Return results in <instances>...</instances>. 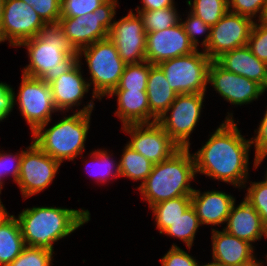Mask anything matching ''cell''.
<instances>
[{"instance_id": "74e56055", "label": "cell", "mask_w": 267, "mask_h": 266, "mask_svg": "<svg viewBox=\"0 0 267 266\" xmlns=\"http://www.w3.org/2000/svg\"><path fill=\"white\" fill-rule=\"evenodd\" d=\"M30 4L42 21L48 24H58L61 17V0H21Z\"/></svg>"}, {"instance_id": "d590c367", "label": "cell", "mask_w": 267, "mask_h": 266, "mask_svg": "<svg viewBox=\"0 0 267 266\" xmlns=\"http://www.w3.org/2000/svg\"><path fill=\"white\" fill-rule=\"evenodd\" d=\"M255 135L250 138V144L254 147L253 168L257 169L267 157V105L263 117L259 121ZM255 136V137H254Z\"/></svg>"}, {"instance_id": "f35d334b", "label": "cell", "mask_w": 267, "mask_h": 266, "mask_svg": "<svg viewBox=\"0 0 267 266\" xmlns=\"http://www.w3.org/2000/svg\"><path fill=\"white\" fill-rule=\"evenodd\" d=\"M247 46L259 60L267 63V25L255 21Z\"/></svg>"}, {"instance_id": "4316f807", "label": "cell", "mask_w": 267, "mask_h": 266, "mask_svg": "<svg viewBox=\"0 0 267 266\" xmlns=\"http://www.w3.org/2000/svg\"><path fill=\"white\" fill-rule=\"evenodd\" d=\"M120 156V177L127 178L133 182L140 181V186L151 173L154 163L132 149L127 143L122 149Z\"/></svg>"}, {"instance_id": "f1b7e54d", "label": "cell", "mask_w": 267, "mask_h": 266, "mask_svg": "<svg viewBox=\"0 0 267 266\" xmlns=\"http://www.w3.org/2000/svg\"><path fill=\"white\" fill-rule=\"evenodd\" d=\"M199 227H202V225L196 215L195 209L190 206L186 212L175 220L171 226L166 228L161 235L165 234V236L182 241L190 252L194 245L195 235L199 232Z\"/></svg>"}, {"instance_id": "60d3db41", "label": "cell", "mask_w": 267, "mask_h": 266, "mask_svg": "<svg viewBox=\"0 0 267 266\" xmlns=\"http://www.w3.org/2000/svg\"><path fill=\"white\" fill-rule=\"evenodd\" d=\"M161 266H201L196 257L180 248L176 243L171 244L167 253L160 258Z\"/></svg>"}, {"instance_id": "ba28073f", "label": "cell", "mask_w": 267, "mask_h": 266, "mask_svg": "<svg viewBox=\"0 0 267 266\" xmlns=\"http://www.w3.org/2000/svg\"><path fill=\"white\" fill-rule=\"evenodd\" d=\"M18 92L12 87L11 112L18 106L20 115L28 124L31 134L42 124L52 121L59 113L52 100L50 85L40 78L21 75Z\"/></svg>"}, {"instance_id": "7c38bea8", "label": "cell", "mask_w": 267, "mask_h": 266, "mask_svg": "<svg viewBox=\"0 0 267 266\" xmlns=\"http://www.w3.org/2000/svg\"><path fill=\"white\" fill-rule=\"evenodd\" d=\"M46 26L30 4L21 0H4L0 27V44L18 48L25 40L37 36Z\"/></svg>"}, {"instance_id": "9c48e42d", "label": "cell", "mask_w": 267, "mask_h": 266, "mask_svg": "<svg viewBox=\"0 0 267 266\" xmlns=\"http://www.w3.org/2000/svg\"><path fill=\"white\" fill-rule=\"evenodd\" d=\"M212 60L201 49L161 62L171 89L177 94L207 93L208 69Z\"/></svg>"}, {"instance_id": "d6a6232c", "label": "cell", "mask_w": 267, "mask_h": 266, "mask_svg": "<svg viewBox=\"0 0 267 266\" xmlns=\"http://www.w3.org/2000/svg\"><path fill=\"white\" fill-rule=\"evenodd\" d=\"M263 178L259 182L248 179L243 189H246L244 199L258 212L263 225L267 228V177L264 175ZM248 184L250 185L247 187Z\"/></svg>"}, {"instance_id": "9a60e30c", "label": "cell", "mask_w": 267, "mask_h": 266, "mask_svg": "<svg viewBox=\"0 0 267 266\" xmlns=\"http://www.w3.org/2000/svg\"><path fill=\"white\" fill-rule=\"evenodd\" d=\"M254 23L249 17L228 11L211 26L210 40L203 51L216 60L227 51L247 46Z\"/></svg>"}, {"instance_id": "603a6c76", "label": "cell", "mask_w": 267, "mask_h": 266, "mask_svg": "<svg viewBox=\"0 0 267 266\" xmlns=\"http://www.w3.org/2000/svg\"><path fill=\"white\" fill-rule=\"evenodd\" d=\"M216 61L227 71L254 80L267 91V63L252 54L248 46L227 51Z\"/></svg>"}, {"instance_id": "d4e9b609", "label": "cell", "mask_w": 267, "mask_h": 266, "mask_svg": "<svg viewBox=\"0 0 267 266\" xmlns=\"http://www.w3.org/2000/svg\"><path fill=\"white\" fill-rule=\"evenodd\" d=\"M90 151V153L86 154L89 159L82 154L80 156L82 161L86 163L85 166L89 176L94 178L93 180H95L94 182L96 184H102L104 186L105 184H109L107 182L113 179L115 180L117 177L120 178L119 160L115 158L116 156L113 158L114 153H112V150L98 148L97 150ZM84 157L86 158L85 160Z\"/></svg>"}, {"instance_id": "8fae6325", "label": "cell", "mask_w": 267, "mask_h": 266, "mask_svg": "<svg viewBox=\"0 0 267 266\" xmlns=\"http://www.w3.org/2000/svg\"><path fill=\"white\" fill-rule=\"evenodd\" d=\"M31 142L23 150L20 174L16 182L23 200L46 190L53 183L62 165Z\"/></svg>"}, {"instance_id": "52a82bcc", "label": "cell", "mask_w": 267, "mask_h": 266, "mask_svg": "<svg viewBox=\"0 0 267 266\" xmlns=\"http://www.w3.org/2000/svg\"><path fill=\"white\" fill-rule=\"evenodd\" d=\"M118 0H106L94 12L79 17H60L58 24L76 51L108 38L119 8Z\"/></svg>"}, {"instance_id": "7dc6e473", "label": "cell", "mask_w": 267, "mask_h": 266, "mask_svg": "<svg viewBox=\"0 0 267 266\" xmlns=\"http://www.w3.org/2000/svg\"><path fill=\"white\" fill-rule=\"evenodd\" d=\"M258 22L267 25V0L264 4L262 14H261L260 18L258 19Z\"/></svg>"}, {"instance_id": "7a4b0ae2", "label": "cell", "mask_w": 267, "mask_h": 266, "mask_svg": "<svg viewBox=\"0 0 267 266\" xmlns=\"http://www.w3.org/2000/svg\"><path fill=\"white\" fill-rule=\"evenodd\" d=\"M20 224L25 246L54 252V244L69 237L91 220L90 211L54 206L24 208L15 216Z\"/></svg>"}, {"instance_id": "f546056e", "label": "cell", "mask_w": 267, "mask_h": 266, "mask_svg": "<svg viewBox=\"0 0 267 266\" xmlns=\"http://www.w3.org/2000/svg\"><path fill=\"white\" fill-rule=\"evenodd\" d=\"M176 7L177 6L136 13L141 17L143 28L146 33L163 31L180 22L181 14Z\"/></svg>"}, {"instance_id": "e0dca14e", "label": "cell", "mask_w": 267, "mask_h": 266, "mask_svg": "<svg viewBox=\"0 0 267 266\" xmlns=\"http://www.w3.org/2000/svg\"><path fill=\"white\" fill-rule=\"evenodd\" d=\"M121 129L131 138L126 143L154 164L170 158L180 149L157 122L130 124Z\"/></svg>"}, {"instance_id": "484cf974", "label": "cell", "mask_w": 267, "mask_h": 266, "mask_svg": "<svg viewBox=\"0 0 267 266\" xmlns=\"http://www.w3.org/2000/svg\"><path fill=\"white\" fill-rule=\"evenodd\" d=\"M25 247L20 224L11 214L0 225V266H7L14 261Z\"/></svg>"}, {"instance_id": "5b68a950", "label": "cell", "mask_w": 267, "mask_h": 266, "mask_svg": "<svg viewBox=\"0 0 267 266\" xmlns=\"http://www.w3.org/2000/svg\"><path fill=\"white\" fill-rule=\"evenodd\" d=\"M60 114L63 117L58 122L50 127L48 124L51 121L42 124L31 134V138L42 151L62 164L67 160L75 161L86 151L85 142L91 129L92 113Z\"/></svg>"}, {"instance_id": "3957f363", "label": "cell", "mask_w": 267, "mask_h": 266, "mask_svg": "<svg viewBox=\"0 0 267 266\" xmlns=\"http://www.w3.org/2000/svg\"><path fill=\"white\" fill-rule=\"evenodd\" d=\"M18 47L27 50L29 60L22 68V74L40 78L48 84L79 62L78 51L59 24L46 25L37 36L23 41Z\"/></svg>"}, {"instance_id": "c3c4849f", "label": "cell", "mask_w": 267, "mask_h": 266, "mask_svg": "<svg viewBox=\"0 0 267 266\" xmlns=\"http://www.w3.org/2000/svg\"><path fill=\"white\" fill-rule=\"evenodd\" d=\"M201 264H202L201 266H222V265L217 264V263H215V262H213V261H210V262H208V263H204V264H203V262H202Z\"/></svg>"}, {"instance_id": "6da1fadb", "label": "cell", "mask_w": 267, "mask_h": 266, "mask_svg": "<svg viewBox=\"0 0 267 266\" xmlns=\"http://www.w3.org/2000/svg\"><path fill=\"white\" fill-rule=\"evenodd\" d=\"M205 144L193 154L196 177L203 174L210 180L225 182L242 190L249 179L250 139L241 134L233 112L209 133Z\"/></svg>"}, {"instance_id": "836d02e7", "label": "cell", "mask_w": 267, "mask_h": 266, "mask_svg": "<svg viewBox=\"0 0 267 266\" xmlns=\"http://www.w3.org/2000/svg\"><path fill=\"white\" fill-rule=\"evenodd\" d=\"M187 12L185 19H182V15L180 16V22L188 35L189 41L196 49L202 47L203 50L210 40L211 27L190 11ZM201 36H203V40L200 41L198 37Z\"/></svg>"}, {"instance_id": "8d00e7d4", "label": "cell", "mask_w": 267, "mask_h": 266, "mask_svg": "<svg viewBox=\"0 0 267 266\" xmlns=\"http://www.w3.org/2000/svg\"><path fill=\"white\" fill-rule=\"evenodd\" d=\"M23 149L18 150L15 154L12 152L0 151V184L5 187V179L12 177L13 182H17L20 174L21 158Z\"/></svg>"}, {"instance_id": "83f0119b", "label": "cell", "mask_w": 267, "mask_h": 266, "mask_svg": "<svg viewBox=\"0 0 267 266\" xmlns=\"http://www.w3.org/2000/svg\"><path fill=\"white\" fill-rule=\"evenodd\" d=\"M190 206L191 196H179L152 205L149 209H151L153 213L152 218L159 234L171 226Z\"/></svg>"}, {"instance_id": "f6af8a7d", "label": "cell", "mask_w": 267, "mask_h": 266, "mask_svg": "<svg viewBox=\"0 0 267 266\" xmlns=\"http://www.w3.org/2000/svg\"><path fill=\"white\" fill-rule=\"evenodd\" d=\"M257 255L253 257L251 260L245 262L242 266H264V260L257 259Z\"/></svg>"}, {"instance_id": "2e32d148", "label": "cell", "mask_w": 267, "mask_h": 266, "mask_svg": "<svg viewBox=\"0 0 267 266\" xmlns=\"http://www.w3.org/2000/svg\"><path fill=\"white\" fill-rule=\"evenodd\" d=\"M108 38L126 64L146 61V32L141 17L133 9H129L127 15L118 20L115 16Z\"/></svg>"}, {"instance_id": "ab89813d", "label": "cell", "mask_w": 267, "mask_h": 266, "mask_svg": "<svg viewBox=\"0 0 267 266\" xmlns=\"http://www.w3.org/2000/svg\"><path fill=\"white\" fill-rule=\"evenodd\" d=\"M106 0H61V17H79L94 12Z\"/></svg>"}, {"instance_id": "4dcf8cb0", "label": "cell", "mask_w": 267, "mask_h": 266, "mask_svg": "<svg viewBox=\"0 0 267 266\" xmlns=\"http://www.w3.org/2000/svg\"><path fill=\"white\" fill-rule=\"evenodd\" d=\"M186 4L191 13L210 27L228 12V0H187Z\"/></svg>"}, {"instance_id": "7bdbcfd3", "label": "cell", "mask_w": 267, "mask_h": 266, "mask_svg": "<svg viewBox=\"0 0 267 266\" xmlns=\"http://www.w3.org/2000/svg\"><path fill=\"white\" fill-rule=\"evenodd\" d=\"M12 86L0 81V123L11 117Z\"/></svg>"}, {"instance_id": "ee69618b", "label": "cell", "mask_w": 267, "mask_h": 266, "mask_svg": "<svg viewBox=\"0 0 267 266\" xmlns=\"http://www.w3.org/2000/svg\"><path fill=\"white\" fill-rule=\"evenodd\" d=\"M140 2L141 6H137L134 9L135 12L158 10L176 6L175 0H140Z\"/></svg>"}, {"instance_id": "cb8c5ba5", "label": "cell", "mask_w": 267, "mask_h": 266, "mask_svg": "<svg viewBox=\"0 0 267 266\" xmlns=\"http://www.w3.org/2000/svg\"><path fill=\"white\" fill-rule=\"evenodd\" d=\"M146 93L150 112L159 119L174 102L175 93L162 69L158 65L150 64Z\"/></svg>"}, {"instance_id": "bcb514c9", "label": "cell", "mask_w": 267, "mask_h": 266, "mask_svg": "<svg viewBox=\"0 0 267 266\" xmlns=\"http://www.w3.org/2000/svg\"><path fill=\"white\" fill-rule=\"evenodd\" d=\"M3 202H0V225L10 216Z\"/></svg>"}, {"instance_id": "277c9868", "label": "cell", "mask_w": 267, "mask_h": 266, "mask_svg": "<svg viewBox=\"0 0 267 266\" xmlns=\"http://www.w3.org/2000/svg\"><path fill=\"white\" fill-rule=\"evenodd\" d=\"M191 148H180L170 158L154 164L147 179L134 187L141 194V200L148 202V208L172 198L192 195L191 182L196 179V172Z\"/></svg>"}, {"instance_id": "30bf717a", "label": "cell", "mask_w": 267, "mask_h": 266, "mask_svg": "<svg viewBox=\"0 0 267 266\" xmlns=\"http://www.w3.org/2000/svg\"><path fill=\"white\" fill-rule=\"evenodd\" d=\"M205 96L206 94L200 93L177 94L171 106L157 120L180 148L191 146L190 136L199 125Z\"/></svg>"}, {"instance_id": "1f68e13d", "label": "cell", "mask_w": 267, "mask_h": 266, "mask_svg": "<svg viewBox=\"0 0 267 266\" xmlns=\"http://www.w3.org/2000/svg\"><path fill=\"white\" fill-rule=\"evenodd\" d=\"M150 63L147 61L137 64H126L118 86L114 90L146 91Z\"/></svg>"}, {"instance_id": "e575fe53", "label": "cell", "mask_w": 267, "mask_h": 266, "mask_svg": "<svg viewBox=\"0 0 267 266\" xmlns=\"http://www.w3.org/2000/svg\"><path fill=\"white\" fill-rule=\"evenodd\" d=\"M54 255L53 251L45 248L25 246L21 254L7 266H52Z\"/></svg>"}, {"instance_id": "4fadbf2b", "label": "cell", "mask_w": 267, "mask_h": 266, "mask_svg": "<svg viewBox=\"0 0 267 266\" xmlns=\"http://www.w3.org/2000/svg\"><path fill=\"white\" fill-rule=\"evenodd\" d=\"M208 85L234 107L258 101L267 92L256 81L227 71L216 60H212L208 69Z\"/></svg>"}, {"instance_id": "ffe728a7", "label": "cell", "mask_w": 267, "mask_h": 266, "mask_svg": "<svg viewBox=\"0 0 267 266\" xmlns=\"http://www.w3.org/2000/svg\"><path fill=\"white\" fill-rule=\"evenodd\" d=\"M229 234L254 245L261 239L267 240V228L258 212L243 198L233 203L226 224L222 228Z\"/></svg>"}, {"instance_id": "5bb4252c", "label": "cell", "mask_w": 267, "mask_h": 266, "mask_svg": "<svg viewBox=\"0 0 267 266\" xmlns=\"http://www.w3.org/2000/svg\"><path fill=\"white\" fill-rule=\"evenodd\" d=\"M82 65L83 62H78L70 71L49 83L53 104L59 113H69L71 110L72 113H92L95 108L94 100L97 99L95 96H92L89 102H83L90 87L87 78L83 77ZM81 103L86 105L80 109Z\"/></svg>"}, {"instance_id": "7402d4cb", "label": "cell", "mask_w": 267, "mask_h": 266, "mask_svg": "<svg viewBox=\"0 0 267 266\" xmlns=\"http://www.w3.org/2000/svg\"><path fill=\"white\" fill-rule=\"evenodd\" d=\"M111 97H116L114 115L122 122V126L157 122L158 119L150 112L146 91L113 90L106 98Z\"/></svg>"}, {"instance_id": "f907efd6", "label": "cell", "mask_w": 267, "mask_h": 266, "mask_svg": "<svg viewBox=\"0 0 267 266\" xmlns=\"http://www.w3.org/2000/svg\"><path fill=\"white\" fill-rule=\"evenodd\" d=\"M4 189V187L0 184V202H2L1 200V192H2V190Z\"/></svg>"}, {"instance_id": "44dd1931", "label": "cell", "mask_w": 267, "mask_h": 266, "mask_svg": "<svg viewBox=\"0 0 267 266\" xmlns=\"http://www.w3.org/2000/svg\"><path fill=\"white\" fill-rule=\"evenodd\" d=\"M211 228L212 261L222 266H242L256 256L255 245L241 240L224 229Z\"/></svg>"}, {"instance_id": "d6986e66", "label": "cell", "mask_w": 267, "mask_h": 266, "mask_svg": "<svg viewBox=\"0 0 267 266\" xmlns=\"http://www.w3.org/2000/svg\"><path fill=\"white\" fill-rule=\"evenodd\" d=\"M236 198L223 190H207L202 192L194 188L191 195V206L195 209L201 225L221 227L226 224L231 207Z\"/></svg>"}, {"instance_id": "ac0fdd59", "label": "cell", "mask_w": 267, "mask_h": 266, "mask_svg": "<svg viewBox=\"0 0 267 266\" xmlns=\"http://www.w3.org/2000/svg\"><path fill=\"white\" fill-rule=\"evenodd\" d=\"M195 50L181 22L163 31L146 33L145 59L150 64L158 65L163 61L188 55Z\"/></svg>"}, {"instance_id": "8992f818", "label": "cell", "mask_w": 267, "mask_h": 266, "mask_svg": "<svg viewBox=\"0 0 267 266\" xmlns=\"http://www.w3.org/2000/svg\"><path fill=\"white\" fill-rule=\"evenodd\" d=\"M79 62L88 66L89 87L98 101L106 98L119 84L126 63L120 58L114 43L106 38L78 51ZM84 56V57H83Z\"/></svg>"}, {"instance_id": "681fc988", "label": "cell", "mask_w": 267, "mask_h": 266, "mask_svg": "<svg viewBox=\"0 0 267 266\" xmlns=\"http://www.w3.org/2000/svg\"><path fill=\"white\" fill-rule=\"evenodd\" d=\"M3 2L4 0H0V27H1V20H2Z\"/></svg>"}, {"instance_id": "b9f144b4", "label": "cell", "mask_w": 267, "mask_h": 266, "mask_svg": "<svg viewBox=\"0 0 267 266\" xmlns=\"http://www.w3.org/2000/svg\"><path fill=\"white\" fill-rule=\"evenodd\" d=\"M265 2L266 0H228V11L258 21Z\"/></svg>"}]
</instances>
